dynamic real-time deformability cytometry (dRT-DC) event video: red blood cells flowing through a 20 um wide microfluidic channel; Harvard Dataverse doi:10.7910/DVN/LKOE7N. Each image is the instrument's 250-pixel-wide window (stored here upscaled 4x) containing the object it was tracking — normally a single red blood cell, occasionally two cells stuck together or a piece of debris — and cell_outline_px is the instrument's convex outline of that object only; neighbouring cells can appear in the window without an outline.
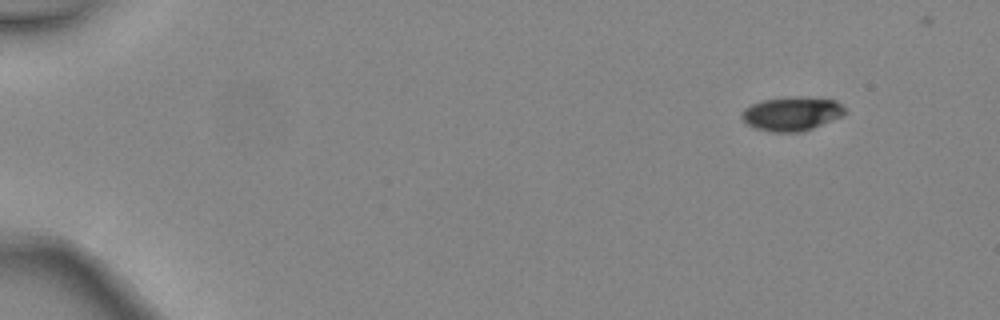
{"species": "common noctule bat (a hibernating species)", "species_latin": "Nyctalus noctula", "temperature_condition": "warm", "stored_images_in_passage": 7, "camera_frame_rate_fps": 3000, "um_per_image_px": 0.085, "animal": {"sex": "female", "body_mass_g": 24.6, "forearm_length_mm": 56.2}, "frame": {"image": 1, "passage_image": 7, "time_ms": 2.0, "image_size_px": [1000, 320], "cell_outline_px": [[848, 112], [844, 116], [812, 128], [800, 132], [772, 132], [756, 128], [744, 124], [740, 116], [740, 112], [744, 108], [752, 104], [764, 100], [792, 96], [800, 96], [836, 100]], "centroid_in_image_um": [67.29, 9.66], "position_along_channel_um": 17.7, "area_um2": 20.69}}